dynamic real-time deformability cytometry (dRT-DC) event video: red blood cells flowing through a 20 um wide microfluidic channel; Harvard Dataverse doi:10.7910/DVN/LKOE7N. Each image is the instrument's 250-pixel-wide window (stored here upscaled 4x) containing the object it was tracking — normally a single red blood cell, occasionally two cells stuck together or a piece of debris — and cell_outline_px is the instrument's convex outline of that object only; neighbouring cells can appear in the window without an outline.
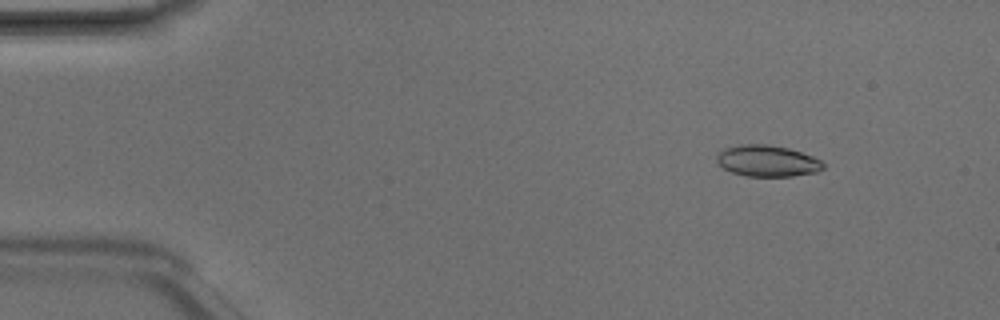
{"species": "Egyptian fruit bat (a non-hibernating species)", "species_latin": "Rousettus aegyptiacus", "temperature_condition": "room temperature", "stored_images_in_passage": 4, "camera_frame_rate_fps": 3000, "um_per_image_px": 0.085, "animal": {"sex": "male"}, "frame": {"image": 1, "passage_image": 2, "time_ms": 0.333, "image_size_px": [1000, 320], "cell_outline_px": [[824, 168], [816, 172], [792, 176], [744, 176], [732, 172], [724, 168], [716, 160], [716, 156], [724, 148], [740, 144], [768, 144], [788, 148], [812, 156], [820, 160], [824, 164]], "centroid_in_image_um": [65.21, 13.67], "position_along_channel_um": 19.8, "area_um2": 19.36}}